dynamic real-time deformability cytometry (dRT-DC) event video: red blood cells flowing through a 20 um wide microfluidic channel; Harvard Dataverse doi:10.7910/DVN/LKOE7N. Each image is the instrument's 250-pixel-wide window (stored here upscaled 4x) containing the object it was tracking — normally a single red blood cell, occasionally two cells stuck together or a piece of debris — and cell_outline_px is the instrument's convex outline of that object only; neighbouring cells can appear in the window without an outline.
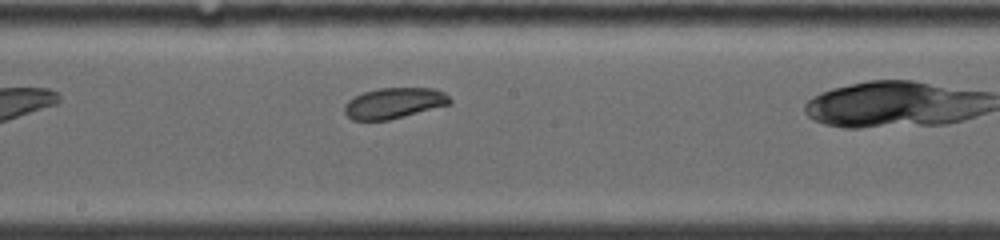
{"species": "common noctule bat (a hibernating species)", "species_latin": "Nyctalus noctula", "temperature_condition": "warm", "stored_images_in_passage": 22, "camera_frame_rate_fps": 5000, "um_per_image_px": 0.085, "animal": {"sex": "female", "body_mass_g": 19.0, "forearm_length_mm": 53.3}, "frame": {"image": 1, "passage_image": 19, "time_ms": 4.0, "image_size_px": [1000, 240], "cell_outline_px": [[452, 104], [388, 120], [352, 120], [344, 112], [344, 104], [348, 100], [364, 92], [380, 88], [436, 88], [444, 92], [452, 100]], "centroid_in_image_um": [33.52, 8.76], "position_along_channel_um": 214.7, "area_um2": 18.9}}